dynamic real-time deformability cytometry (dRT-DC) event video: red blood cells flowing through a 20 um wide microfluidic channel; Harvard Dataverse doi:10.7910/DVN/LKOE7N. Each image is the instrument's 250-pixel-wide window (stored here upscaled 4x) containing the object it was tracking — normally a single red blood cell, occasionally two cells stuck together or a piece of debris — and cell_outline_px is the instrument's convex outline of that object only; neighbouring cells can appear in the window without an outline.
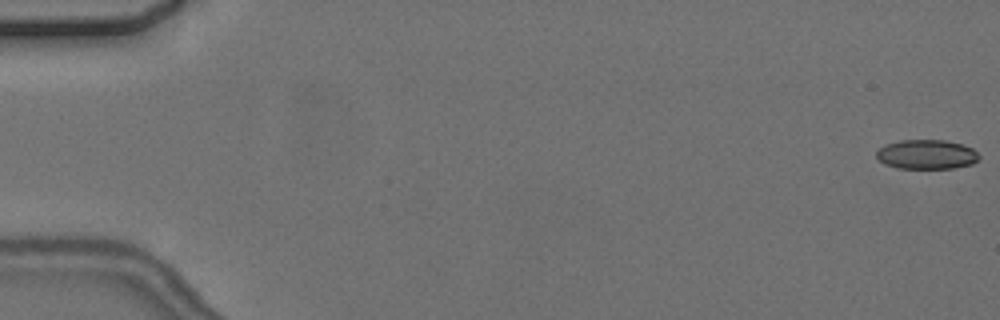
{"species": "common noctule bat (a hibernating species)", "species_latin": "Nyctalus noctula", "temperature_condition": "cold", "stored_images_in_passage": 4, "camera_frame_rate_fps": 3000, "um_per_image_px": 0.085, "animal": {"sex": "female", "body_mass_g": 24.6, "forearm_length_mm": 56.2}, "frame": {"image": 1, "passage_image": 1, "time_ms": 0.0, "image_size_px": [1000, 320], "cell_outline_px": [[980, 156], [972, 164], [952, 168], [896, 168], [884, 164], [876, 156], [876, 152], [884, 144], [900, 140], [944, 140], [960, 144], [972, 148]], "centroid_in_image_um": [78.72, 13.12], "position_along_channel_um": 6.3, "area_um2": 17.51}}